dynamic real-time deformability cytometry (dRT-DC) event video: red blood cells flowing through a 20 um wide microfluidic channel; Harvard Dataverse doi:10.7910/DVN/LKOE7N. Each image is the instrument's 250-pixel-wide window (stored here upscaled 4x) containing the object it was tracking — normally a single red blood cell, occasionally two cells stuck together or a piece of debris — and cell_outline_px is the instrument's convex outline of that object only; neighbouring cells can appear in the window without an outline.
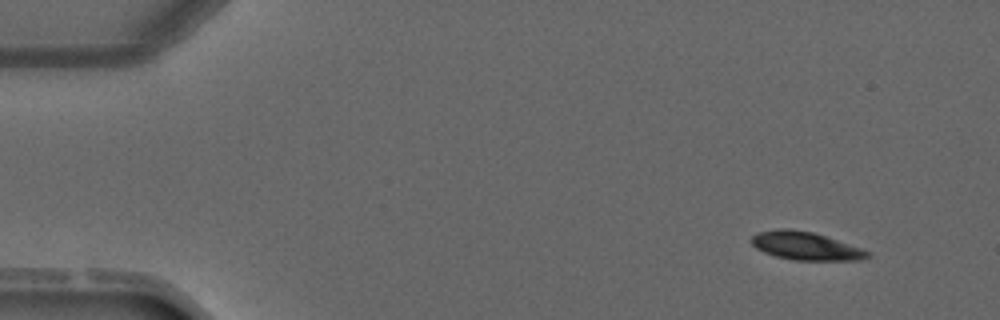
{"species": "common noctule bat (a hibernating species)", "species_latin": "Nyctalus noctula", "temperature_condition": "warm", "stored_images_in_passage": 4, "camera_frame_rate_fps": 3000, "um_per_image_px": 0.085, "animal": {"sex": "male", "forearm_length_mm": 52.5}, "frame": {"image": 1, "passage_image": 1, "time_ms": 0.0, "image_size_px": [1000, 320], "cell_outline_px": [[872, 256], [860, 260], [796, 260], [776, 256], [764, 252], [756, 248], [748, 240], [756, 232], [780, 228], [788, 228], [812, 232], [860, 248], [868, 252]], "centroid_in_image_um": [68.41, 20.9], "position_along_channel_um": 16.6, "area_um2": 18.84}}
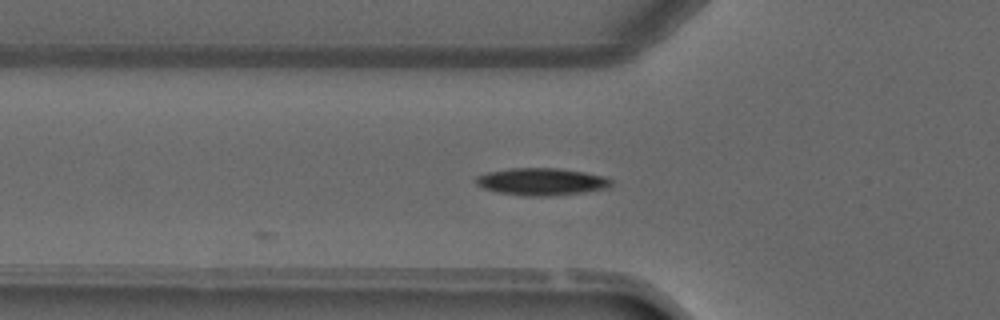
{"frame": {"image": 2, "passage_image": 4, "time_ms": 3.667, "image_size_px": [1000, 320], "cell_outline_px": [[612, 188], [584, 192], [552, 196], [524, 196], [496, 192], [484, 188], [476, 184], [476, 176], [488, 172], [512, 168], [556, 168], [584, 172], [608, 176], [612, 180]], "centroid_in_image_um": [46.09, 15.45], "position_along_channel_um": 79.7, "area_um2": 21.73}}